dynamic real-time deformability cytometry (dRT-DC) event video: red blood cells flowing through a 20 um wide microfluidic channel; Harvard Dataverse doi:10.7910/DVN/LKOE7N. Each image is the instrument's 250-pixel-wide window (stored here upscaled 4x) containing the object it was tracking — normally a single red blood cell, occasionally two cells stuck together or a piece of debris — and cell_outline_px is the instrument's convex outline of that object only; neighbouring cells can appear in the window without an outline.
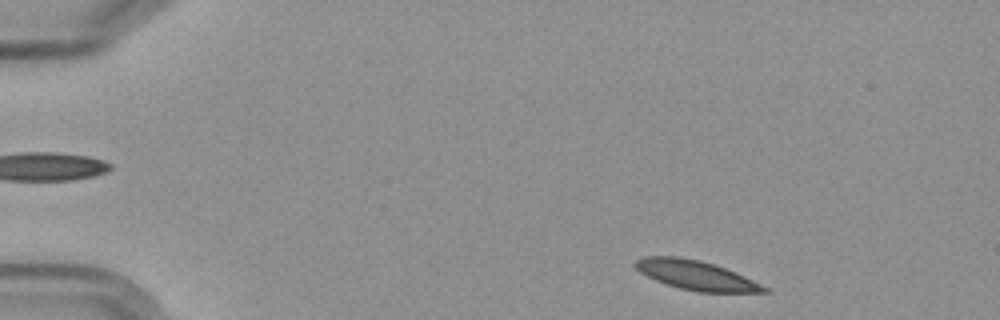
{"species": "Egyptian fruit bat (a non-hibernating species)", "species_latin": "Rousettus aegyptiacus", "temperature_condition": "cold", "stored_images_in_passage": 4, "camera_frame_rate_fps": 3000, "um_per_image_px": 0.085, "frame": {"image": 1, "passage_image": 4, "time_ms": 3.333, "image_size_px": [1000, 320], "cell_outline_px": [[772, 292], [696, 292], [680, 288], [656, 280], [640, 272], [632, 264], [636, 260], [644, 256], [680, 256], [700, 260], [736, 272], [768, 288]], "centroid_in_image_um": [59.14, 23.38], "position_along_channel_um": 25.9, "area_um2": 21.85}}